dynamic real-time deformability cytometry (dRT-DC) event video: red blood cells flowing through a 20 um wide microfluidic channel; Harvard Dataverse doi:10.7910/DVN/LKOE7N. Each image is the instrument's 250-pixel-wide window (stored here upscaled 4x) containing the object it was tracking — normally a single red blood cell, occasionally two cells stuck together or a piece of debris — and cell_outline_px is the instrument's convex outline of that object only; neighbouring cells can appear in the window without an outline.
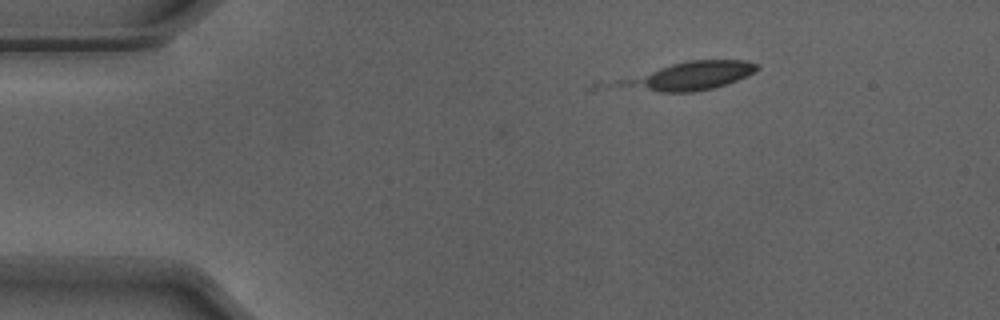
{"species": "Egyptian fruit bat (a non-hibernating species)", "species_latin": "Rousettus aegyptiacus", "temperature_condition": "warm", "stored_images_in_passage": 5, "camera_frame_rate_fps": 3000, "um_per_image_px": 0.085, "animal": {"sex": "male"}, "frame": {"image": 1, "passage_image": 5, "time_ms": 1.333, "image_size_px": [1000, 320], "cell_outline_px": [[760, 68], [728, 84], [712, 88], [692, 92], [592, 92], [588, 88], [592, 80], [688, 60], [748, 60], [760, 64]], "centroid_in_image_um": [57.56, 6.55], "position_along_channel_um": 27.4, "area_um2": 27.22}}